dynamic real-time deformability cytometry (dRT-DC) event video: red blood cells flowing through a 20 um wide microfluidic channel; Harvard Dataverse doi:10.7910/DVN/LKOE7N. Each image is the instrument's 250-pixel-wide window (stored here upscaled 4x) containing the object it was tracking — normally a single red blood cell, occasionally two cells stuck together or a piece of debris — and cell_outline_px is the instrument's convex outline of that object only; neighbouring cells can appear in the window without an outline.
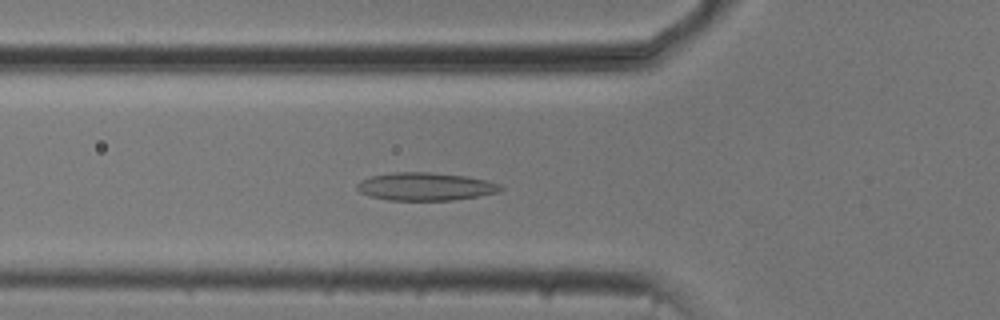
{"species": "common noctule bat (a hibernating species)", "species_latin": "Nyctalus noctula", "temperature_condition": "cold", "stored_images_in_passage": 41, "camera_frame_rate_fps": 3000, "um_per_image_px": 0.085, "animal": {"sex": "male", "body_mass_g": 20.5, "forearm_length_mm": 52.5}, "frame": {"image": 1, "passage_image": 6, "time_ms": 1.667, "image_size_px": [1000, 320], "cell_outline_px": [[504, 188], [500, 192], [452, 200], [388, 200], [368, 196], [360, 192], [356, 188], [356, 184], [360, 180], [372, 176], [392, 172], [432, 172], [464, 176], [488, 180], [500, 184]], "centroid_in_image_um": [36.15, 15.85], "position_along_channel_um": 89.7, "area_um2": 23.47}}
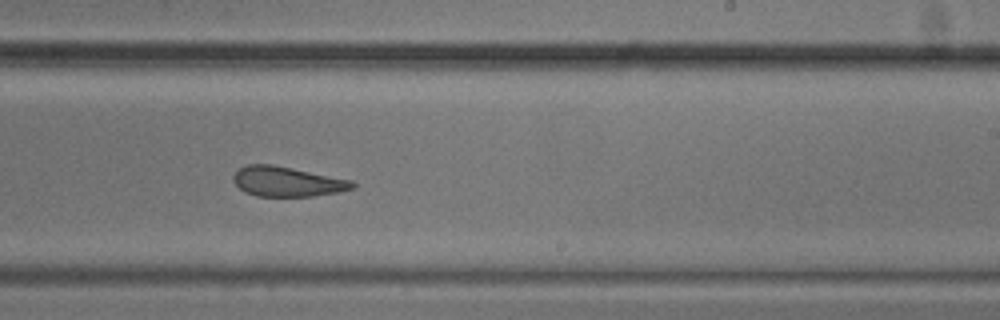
{"frame": {"image": 2, "passage_image": 20, "time_ms": 6.333, "image_size_px": [1000, 320], "cell_outline_px": [[356, 188], [340, 192], [312, 196], [256, 196], [244, 192], [232, 180], [232, 176], [240, 168], [248, 164], [272, 164], [352, 180], [356, 184]], "centroid_in_image_um": [24.42, 15.44], "position_along_channel_um": 264.6, "area_um2": 20.81}}
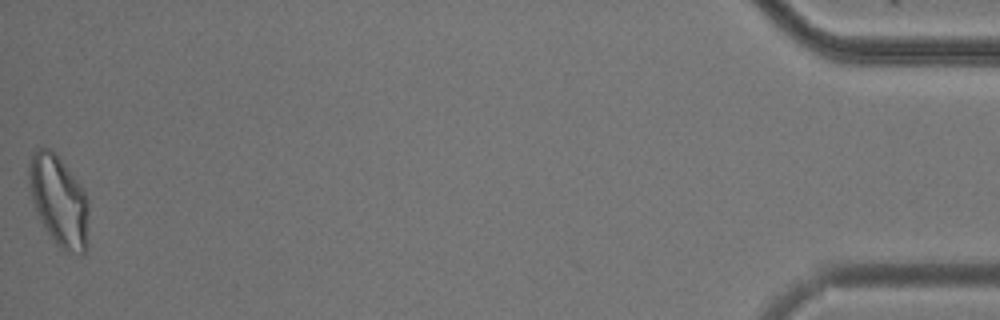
{"frame": {"image": 3, "passage_image": 41, "time_ms": 13.333, "image_size_px": [1000, 320], "cell_outline_px": [[88, 244], [84, 256], [80, 256], [64, 252], [56, 244], [40, 220], [36, 212], [32, 200], [28, 176], [28, 164], [32, 152], [36, 148], [48, 148], [56, 152], [80, 184], [88, 200]], "centroid_in_image_um": [5.02, 17.1], "position_along_channel_um": 430.2, "area_um2": 32.14}, "authors_computed_cell_mechanics": {"area_um2": 22.7732, "velocity_mm_per_s": 3.7347, "shape_relaxation_time_tau1_ms": null, "shape_relaxation_time_tau2_ms": 3.4813, "deformation_change_tau1": null, "deformation_change_tau2": 0.1045}}